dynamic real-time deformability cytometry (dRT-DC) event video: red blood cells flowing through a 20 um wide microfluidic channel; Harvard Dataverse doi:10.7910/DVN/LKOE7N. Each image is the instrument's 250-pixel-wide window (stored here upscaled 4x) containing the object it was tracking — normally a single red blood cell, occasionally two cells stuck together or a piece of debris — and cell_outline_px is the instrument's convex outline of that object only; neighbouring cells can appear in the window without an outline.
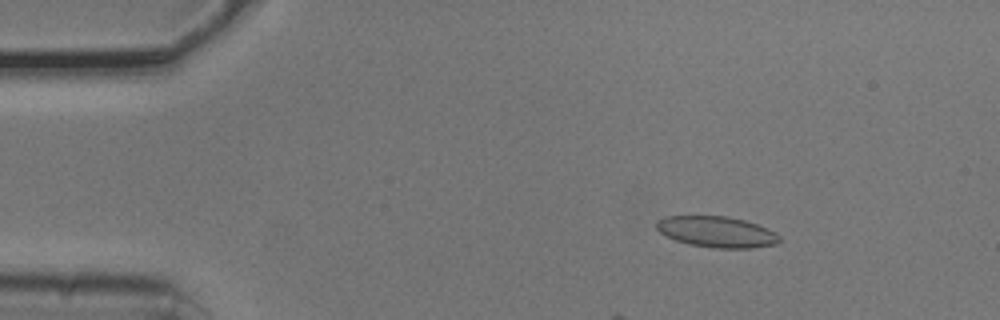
{"species": "common noctule bat (a hibernating species)", "species_latin": "Nyctalus noctula", "temperature_condition": "cold", "stored_images_in_passage": 3, "camera_frame_rate_fps": 3000, "um_per_image_px": 0.085, "animal": {"sex": "male", "body_mass_g": 20.5, "forearm_length_mm": 52.5}, "frame": {"image": 1, "passage_image": 2, "time_ms": 0.333, "image_size_px": [1000, 320], "cell_outline_px": [[780, 240], [776, 244], [752, 248], [712, 248], [688, 244], [676, 240], [660, 232], [656, 228], [656, 220], [668, 216], [728, 216], [744, 220], [756, 224], [776, 232], [780, 236]], "centroid_in_image_um": [60.93, 19.71], "position_along_channel_um": 24.1, "area_um2": 22.2}}